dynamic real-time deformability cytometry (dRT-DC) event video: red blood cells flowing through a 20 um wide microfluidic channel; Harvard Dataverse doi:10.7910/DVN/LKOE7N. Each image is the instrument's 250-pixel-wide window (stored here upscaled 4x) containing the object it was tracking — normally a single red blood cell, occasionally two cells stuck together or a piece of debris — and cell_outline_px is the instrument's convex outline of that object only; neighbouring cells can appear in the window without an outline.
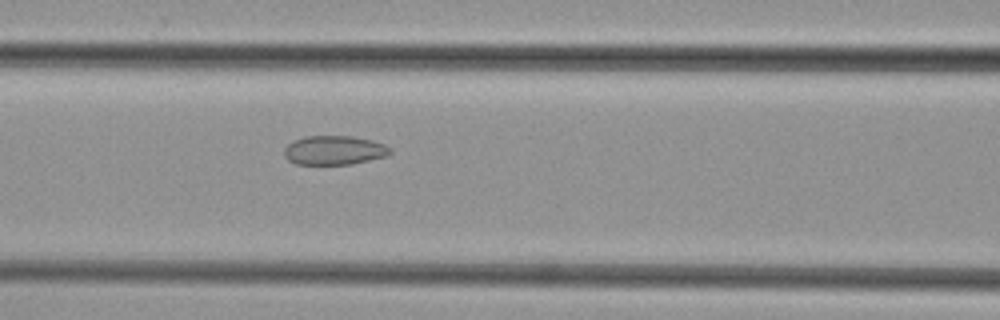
{"species": "common noctule bat (a hibernating species)", "species_latin": "Nyctalus noctula", "temperature_condition": "cold", "stored_images_in_passage": 23, "camera_frame_rate_fps": 3000, "um_per_image_px": 0.085, "animal": {"sex": "female", "body_mass_g": 29.2, "forearm_length_mm": 56.3}, "frame": {"image": 1, "passage_image": 6, "time_ms": 1.667, "image_size_px": [1000, 320], "cell_outline_px": [[392, 152], [388, 156], [352, 164], [296, 164], [288, 160], [284, 156], [284, 148], [292, 140], [304, 136], [352, 136], [372, 140], [384, 144], [392, 148]], "centroid_in_image_um": [28.42, 12.77], "position_along_channel_um": 138.2, "area_um2": 18.21}}
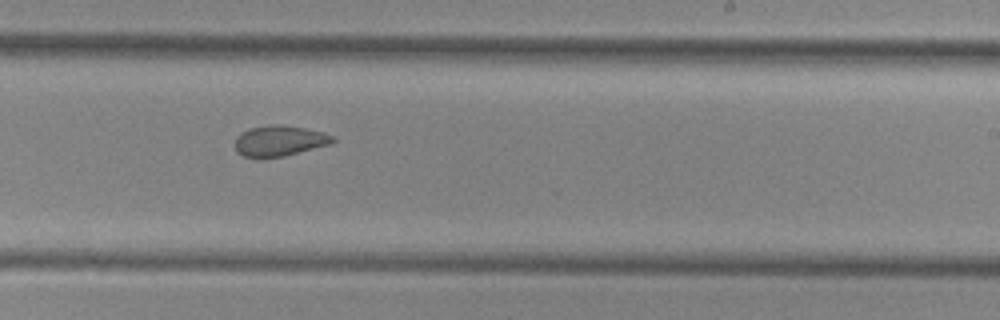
{"frame": {"image": 2, "passage_image": 15, "time_ms": 4.667, "image_size_px": [1000, 320], "cell_outline_px": [[336, 140], [332, 144], [284, 156], [244, 156], [236, 152], [236, 136], [240, 132], [248, 128], [268, 124], [304, 128], [324, 132], [332, 136]], "centroid_in_image_um": [23.76, 11.95], "position_along_channel_um": 265.2, "area_um2": 17.22}}
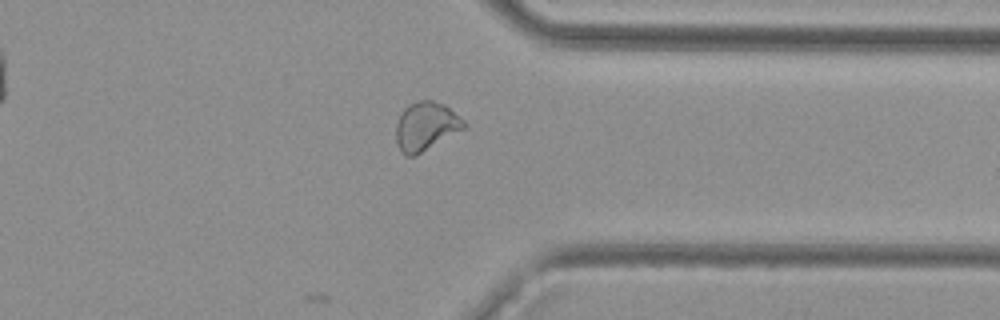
{"frame": {"image": 3, "passage_image": 23, "time_ms": 7.333, "image_size_px": [1000, 320], "cell_outline_px": [[468, 124], [464, 128], [420, 152], [412, 156], [408, 156], [400, 152], [396, 140], [396, 124], [400, 112], [408, 104], [420, 100], [432, 100], [444, 104], [464, 120]], "centroid_in_image_um": [36.16, 10.7], "position_along_channel_um": 375.2, "area_um2": 18.96}}